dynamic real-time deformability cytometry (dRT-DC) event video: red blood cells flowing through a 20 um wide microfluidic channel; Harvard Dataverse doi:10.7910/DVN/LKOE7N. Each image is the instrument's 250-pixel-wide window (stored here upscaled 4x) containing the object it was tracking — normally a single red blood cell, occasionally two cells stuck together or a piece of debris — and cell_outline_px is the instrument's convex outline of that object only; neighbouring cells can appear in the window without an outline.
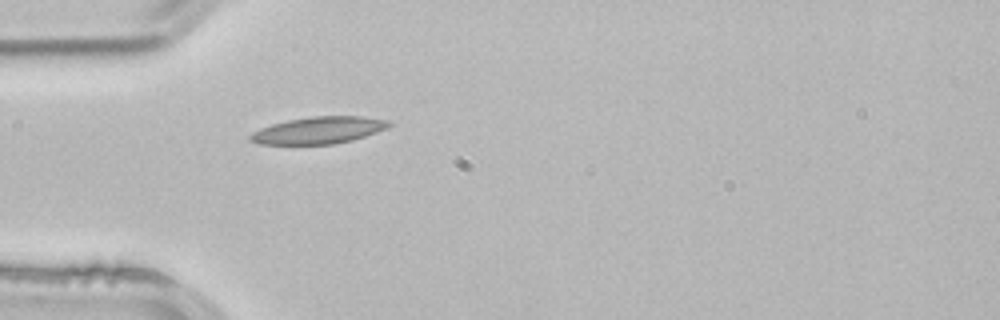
{"species": "common noctule bat (a hibernating species)", "species_latin": "Nyctalus noctula", "temperature_condition": "room temperature", "stored_images_in_passage": 3, "camera_frame_rate_fps": 3000, "um_per_image_px": 0.085, "animal": {"sex": "male", "body_mass_g": 21.5, "forearm_length_mm": 52.0}, "frame": {"image": 1, "passage_image": 3, "time_ms": 0.667, "image_size_px": [1000, 320], "cell_outline_px": [[396, 124], [388, 128], [352, 140], [332, 144], [256, 144], [248, 140], [248, 136], [252, 132], [260, 128], [272, 124], [288, 120], [312, 116], [364, 116], [388, 120]], "centroid_in_image_um": [27.09, 11.07], "position_along_channel_um": 57.9, "area_um2": 21.96}}